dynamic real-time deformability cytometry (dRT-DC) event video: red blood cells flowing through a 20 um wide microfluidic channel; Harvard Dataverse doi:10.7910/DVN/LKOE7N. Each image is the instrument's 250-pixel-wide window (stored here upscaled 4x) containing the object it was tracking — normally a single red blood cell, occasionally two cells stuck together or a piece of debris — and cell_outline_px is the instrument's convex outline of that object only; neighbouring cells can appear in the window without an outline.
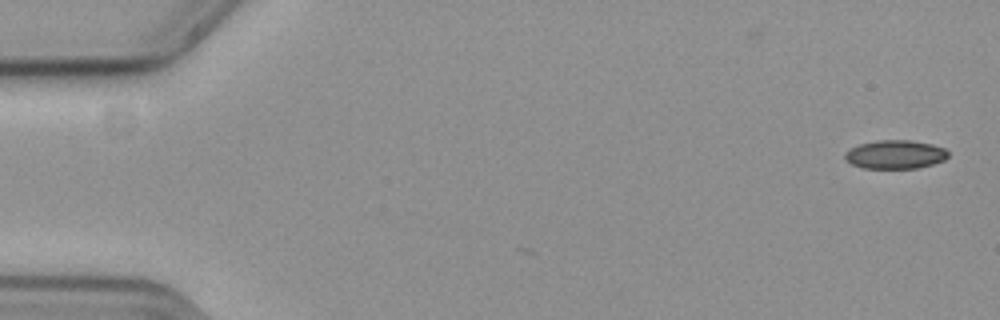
{"species": "common noctule bat (a hibernating species)", "species_latin": "Nyctalus noctula", "temperature_condition": "cold", "stored_images_in_passage": 5, "camera_frame_rate_fps": 3000, "um_per_image_px": 0.085, "animal": {"sex": "female", "body_mass_g": 19.3, "forearm_length_mm": 54.1}, "frame": {"image": 1, "passage_image": 1, "time_ms": 0.0, "image_size_px": [1000, 320], "cell_outline_px": [[948, 156], [944, 160], [932, 164], [916, 168], [864, 168], [852, 164], [844, 160], [844, 152], [860, 144], [876, 140], [912, 140], [932, 144], [944, 148], [948, 152]], "centroid_in_image_um": [76.08, 13.12], "position_along_channel_um": 8.9, "area_um2": 17.22}}